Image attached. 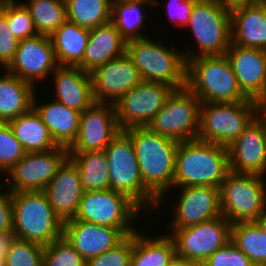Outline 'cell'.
Segmentation results:
<instances>
[{
    "mask_svg": "<svg viewBox=\"0 0 266 266\" xmlns=\"http://www.w3.org/2000/svg\"><path fill=\"white\" fill-rule=\"evenodd\" d=\"M13 233L16 238L47 246L63 237V221L44 191L12 192Z\"/></svg>",
    "mask_w": 266,
    "mask_h": 266,
    "instance_id": "5b68a950",
    "label": "cell"
},
{
    "mask_svg": "<svg viewBox=\"0 0 266 266\" xmlns=\"http://www.w3.org/2000/svg\"><path fill=\"white\" fill-rule=\"evenodd\" d=\"M229 171L226 147L199 139L180 142L175 155L173 189L187 186L220 188Z\"/></svg>",
    "mask_w": 266,
    "mask_h": 266,
    "instance_id": "7a4b0ae2",
    "label": "cell"
},
{
    "mask_svg": "<svg viewBox=\"0 0 266 266\" xmlns=\"http://www.w3.org/2000/svg\"><path fill=\"white\" fill-rule=\"evenodd\" d=\"M196 0H168L166 9L169 20L177 27H185Z\"/></svg>",
    "mask_w": 266,
    "mask_h": 266,
    "instance_id": "7bdbcfd3",
    "label": "cell"
},
{
    "mask_svg": "<svg viewBox=\"0 0 266 266\" xmlns=\"http://www.w3.org/2000/svg\"><path fill=\"white\" fill-rule=\"evenodd\" d=\"M124 132L133 142L143 185L159 201L160 208L163 197L173 190L179 142L154 133L147 127H133Z\"/></svg>",
    "mask_w": 266,
    "mask_h": 266,
    "instance_id": "6da1fadb",
    "label": "cell"
},
{
    "mask_svg": "<svg viewBox=\"0 0 266 266\" xmlns=\"http://www.w3.org/2000/svg\"><path fill=\"white\" fill-rule=\"evenodd\" d=\"M95 103L115 104L123 95L144 82L132 60L123 54L90 73Z\"/></svg>",
    "mask_w": 266,
    "mask_h": 266,
    "instance_id": "2e32d148",
    "label": "cell"
},
{
    "mask_svg": "<svg viewBox=\"0 0 266 266\" xmlns=\"http://www.w3.org/2000/svg\"><path fill=\"white\" fill-rule=\"evenodd\" d=\"M126 42L110 21L90 30L83 56V70L93 72L106 62L125 54Z\"/></svg>",
    "mask_w": 266,
    "mask_h": 266,
    "instance_id": "484cf974",
    "label": "cell"
},
{
    "mask_svg": "<svg viewBox=\"0 0 266 266\" xmlns=\"http://www.w3.org/2000/svg\"><path fill=\"white\" fill-rule=\"evenodd\" d=\"M174 217L170 229L185 227L209 221L221 215L220 188L212 186L179 187ZM179 198V199H178Z\"/></svg>",
    "mask_w": 266,
    "mask_h": 266,
    "instance_id": "d6986e66",
    "label": "cell"
},
{
    "mask_svg": "<svg viewBox=\"0 0 266 266\" xmlns=\"http://www.w3.org/2000/svg\"><path fill=\"white\" fill-rule=\"evenodd\" d=\"M44 246L15 238L6 253V266H43Z\"/></svg>",
    "mask_w": 266,
    "mask_h": 266,
    "instance_id": "8d00e7d4",
    "label": "cell"
},
{
    "mask_svg": "<svg viewBox=\"0 0 266 266\" xmlns=\"http://www.w3.org/2000/svg\"><path fill=\"white\" fill-rule=\"evenodd\" d=\"M0 9L6 14L12 33L18 40L38 35L29 11L20 1L0 0Z\"/></svg>",
    "mask_w": 266,
    "mask_h": 266,
    "instance_id": "d590c367",
    "label": "cell"
},
{
    "mask_svg": "<svg viewBox=\"0 0 266 266\" xmlns=\"http://www.w3.org/2000/svg\"><path fill=\"white\" fill-rule=\"evenodd\" d=\"M150 5L154 3L149 0H112L111 22L126 43L147 37L141 29L147 18L144 9Z\"/></svg>",
    "mask_w": 266,
    "mask_h": 266,
    "instance_id": "4dcf8cb0",
    "label": "cell"
},
{
    "mask_svg": "<svg viewBox=\"0 0 266 266\" xmlns=\"http://www.w3.org/2000/svg\"><path fill=\"white\" fill-rule=\"evenodd\" d=\"M15 238L13 232L0 233V250H9Z\"/></svg>",
    "mask_w": 266,
    "mask_h": 266,
    "instance_id": "bcb514c9",
    "label": "cell"
},
{
    "mask_svg": "<svg viewBox=\"0 0 266 266\" xmlns=\"http://www.w3.org/2000/svg\"><path fill=\"white\" fill-rule=\"evenodd\" d=\"M231 43L266 50V0L231 13Z\"/></svg>",
    "mask_w": 266,
    "mask_h": 266,
    "instance_id": "cb8c5ba5",
    "label": "cell"
},
{
    "mask_svg": "<svg viewBox=\"0 0 266 266\" xmlns=\"http://www.w3.org/2000/svg\"><path fill=\"white\" fill-rule=\"evenodd\" d=\"M227 150L230 171L266 175V135L257 117Z\"/></svg>",
    "mask_w": 266,
    "mask_h": 266,
    "instance_id": "44dd1931",
    "label": "cell"
},
{
    "mask_svg": "<svg viewBox=\"0 0 266 266\" xmlns=\"http://www.w3.org/2000/svg\"><path fill=\"white\" fill-rule=\"evenodd\" d=\"M142 232L133 233L130 266H170L177 258L172 238L164 232L157 237Z\"/></svg>",
    "mask_w": 266,
    "mask_h": 266,
    "instance_id": "83f0119b",
    "label": "cell"
},
{
    "mask_svg": "<svg viewBox=\"0 0 266 266\" xmlns=\"http://www.w3.org/2000/svg\"><path fill=\"white\" fill-rule=\"evenodd\" d=\"M256 117L263 123L266 135V104H261Z\"/></svg>",
    "mask_w": 266,
    "mask_h": 266,
    "instance_id": "c3c4849f",
    "label": "cell"
},
{
    "mask_svg": "<svg viewBox=\"0 0 266 266\" xmlns=\"http://www.w3.org/2000/svg\"><path fill=\"white\" fill-rule=\"evenodd\" d=\"M242 92L266 104V50L230 44L225 53Z\"/></svg>",
    "mask_w": 266,
    "mask_h": 266,
    "instance_id": "ffe728a7",
    "label": "cell"
},
{
    "mask_svg": "<svg viewBox=\"0 0 266 266\" xmlns=\"http://www.w3.org/2000/svg\"><path fill=\"white\" fill-rule=\"evenodd\" d=\"M136 228H112L71 218L63 222V238L86 260L119 244Z\"/></svg>",
    "mask_w": 266,
    "mask_h": 266,
    "instance_id": "e0dca14e",
    "label": "cell"
},
{
    "mask_svg": "<svg viewBox=\"0 0 266 266\" xmlns=\"http://www.w3.org/2000/svg\"><path fill=\"white\" fill-rule=\"evenodd\" d=\"M87 261L63 238L44 246L43 266H86Z\"/></svg>",
    "mask_w": 266,
    "mask_h": 266,
    "instance_id": "74e56055",
    "label": "cell"
},
{
    "mask_svg": "<svg viewBox=\"0 0 266 266\" xmlns=\"http://www.w3.org/2000/svg\"><path fill=\"white\" fill-rule=\"evenodd\" d=\"M80 174L84 192L109 190V170L105 151L68 152Z\"/></svg>",
    "mask_w": 266,
    "mask_h": 266,
    "instance_id": "1f68e13d",
    "label": "cell"
},
{
    "mask_svg": "<svg viewBox=\"0 0 266 266\" xmlns=\"http://www.w3.org/2000/svg\"><path fill=\"white\" fill-rule=\"evenodd\" d=\"M217 3L224 8L225 10L229 11L230 13L233 10L252 5L260 0H216Z\"/></svg>",
    "mask_w": 266,
    "mask_h": 266,
    "instance_id": "f6af8a7d",
    "label": "cell"
},
{
    "mask_svg": "<svg viewBox=\"0 0 266 266\" xmlns=\"http://www.w3.org/2000/svg\"><path fill=\"white\" fill-rule=\"evenodd\" d=\"M255 100L235 103H201L198 139L228 147L257 116Z\"/></svg>",
    "mask_w": 266,
    "mask_h": 266,
    "instance_id": "ba28073f",
    "label": "cell"
},
{
    "mask_svg": "<svg viewBox=\"0 0 266 266\" xmlns=\"http://www.w3.org/2000/svg\"><path fill=\"white\" fill-rule=\"evenodd\" d=\"M142 212L126 195L109 189L84 192L74 219L112 228H135Z\"/></svg>",
    "mask_w": 266,
    "mask_h": 266,
    "instance_id": "8fae6325",
    "label": "cell"
},
{
    "mask_svg": "<svg viewBox=\"0 0 266 266\" xmlns=\"http://www.w3.org/2000/svg\"><path fill=\"white\" fill-rule=\"evenodd\" d=\"M111 3L112 0H65L66 18L91 30L111 21Z\"/></svg>",
    "mask_w": 266,
    "mask_h": 266,
    "instance_id": "836d02e7",
    "label": "cell"
},
{
    "mask_svg": "<svg viewBox=\"0 0 266 266\" xmlns=\"http://www.w3.org/2000/svg\"><path fill=\"white\" fill-rule=\"evenodd\" d=\"M186 27L197 44V48L183 50L186 62L200 56H223L229 49L231 14L216 0H196Z\"/></svg>",
    "mask_w": 266,
    "mask_h": 266,
    "instance_id": "8992f818",
    "label": "cell"
},
{
    "mask_svg": "<svg viewBox=\"0 0 266 266\" xmlns=\"http://www.w3.org/2000/svg\"><path fill=\"white\" fill-rule=\"evenodd\" d=\"M186 87L201 103H235L249 100L240 89L226 55L200 56L188 60Z\"/></svg>",
    "mask_w": 266,
    "mask_h": 266,
    "instance_id": "3957f363",
    "label": "cell"
},
{
    "mask_svg": "<svg viewBox=\"0 0 266 266\" xmlns=\"http://www.w3.org/2000/svg\"><path fill=\"white\" fill-rule=\"evenodd\" d=\"M57 67L50 37L38 34L19 40L15 56L5 70L37 88L36 83L50 77Z\"/></svg>",
    "mask_w": 266,
    "mask_h": 266,
    "instance_id": "9a60e30c",
    "label": "cell"
},
{
    "mask_svg": "<svg viewBox=\"0 0 266 266\" xmlns=\"http://www.w3.org/2000/svg\"><path fill=\"white\" fill-rule=\"evenodd\" d=\"M229 220L222 215L209 221L182 229H168L172 238L176 257L182 260L204 263L217 249L231 241Z\"/></svg>",
    "mask_w": 266,
    "mask_h": 266,
    "instance_id": "7c38bea8",
    "label": "cell"
},
{
    "mask_svg": "<svg viewBox=\"0 0 266 266\" xmlns=\"http://www.w3.org/2000/svg\"><path fill=\"white\" fill-rule=\"evenodd\" d=\"M51 75L54 77L53 100L81 113L95 103L90 73L79 66H58Z\"/></svg>",
    "mask_w": 266,
    "mask_h": 266,
    "instance_id": "603a6c76",
    "label": "cell"
},
{
    "mask_svg": "<svg viewBox=\"0 0 266 266\" xmlns=\"http://www.w3.org/2000/svg\"><path fill=\"white\" fill-rule=\"evenodd\" d=\"M6 190L0 183V233L13 232V200Z\"/></svg>",
    "mask_w": 266,
    "mask_h": 266,
    "instance_id": "ee69618b",
    "label": "cell"
},
{
    "mask_svg": "<svg viewBox=\"0 0 266 266\" xmlns=\"http://www.w3.org/2000/svg\"><path fill=\"white\" fill-rule=\"evenodd\" d=\"M104 151L108 162L110 190L126 195L142 211L158 210L159 201L143 185L131 138L121 131Z\"/></svg>",
    "mask_w": 266,
    "mask_h": 266,
    "instance_id": "52a82bcc",
    "label": "cell"
},
{
    "mask_svg": "<svg viewBox=\"0 0 266 266\" xmlns=\"http://www.w3.org/2000/svg\"><path fill=\"white\" fill-rule=\"evenodd\" d=\"M21 3L29 11L39 35L50 36L67 20L65 0H28Z\"/></svg>",
    "mask_w": 266,
    "mask_h": 266,
    "instance_id": "e575fe53",
    "label": "cell"
},
{
    "mask_svg": "<svg viewBox=\"0 0 266 266\" xmlns=\"http://www.w3.org/2000/svg\"><path fill=\"white\" fill-rule=\"evenodd\" d=\"M2 73L0 74V122H8L33 107V98L37 89L6 70Z\"/></svg>",
    "mask_w": 266,
    "mask_h": 266,
    "instance_id": "f1b7e54d",
    "label": "cell"
},
{
    "mask_svg": "<svg viewBox=\"0 0 266 266\" xmlns=\"http://www.w3.org/2000/svg\"><path fill=\"white\" fill-rule=\"evenodd\" d=\"M265 177L229 171L220 187L221 215L231 224L255 221L266 210Z\"/></svg>",
    "mask_w": 266,
    "mask_h": 266,
    "instance_id": "9c48e42d",
    "label": "cell"
},
{
    "mask_svg": "<svg viewBox=\"0 0 266 266\" xmlns=\"http://www.w3.org/2000/svg\"><path fill=\"white\" fill-rule=\"evenodd\" d=\"M8 250H0V266H6V253Z\"/></svg>",
    "mask_w": 266,
    "mask_h": 266,
    "instance_id": "f907efd6",
    "label": "cell"
},
{
    "mask_svg": "<svg viewBox=\"0 0 266 266\" xmlns=\"http://www.w3.org/2000/svg\"><path fill=\"white\" fill-rule=\"evenodd\" d=\"M257 225L260 227L262 231L266 233V210L263 211L255 220Z\"/></svg>",
    "mask_w": 266,
    "mask_h": 266,
    "instance_id": "681fc988",
    "label": "cell"
},
{
    "mask_svg": "<svg viewBox=\"0 0 266 266\" xmlns=\"http://www.w3.org/2000/svg\"><path fill=\"white\" fill-rule=\"evenodd\" d=\"M162 40L149 36L126 43L127 56L144 81L166 84L174 90L186 87L187 62L183 51L167 47Z\"/></svg>",
    "mask_w": 266,
    "mask_h": 266,
    "instance_id": "277c9868",
    "label": "cell"
},
{
    "mask_svg": "<svg viewBox=\"0 0 266 266\" xmlns=\"http://www.w3.org/2000/svg\"><path fill=\"white\" fill-rule=\"evenodd\" d=\"M231 242L255 266H266V233L260 229L255 221L232 224Z\"/></svg>",
    "mask_w": 266,
    "mask_h": 266,
    "instance_id": "d6a6232c",
    "label": "cell"
},
{
    "mask_svg": "<svg viewBox=\"0 0 266 266\" xmlns=\"http://www.w3.org/2000/svg\"><path fill=\"white\" fill-rule=\"evenodd\" d=\"M37 95V93L34 94L33 108L48 127L55 143L69 148L77 138L81 112L52 99L41 104L38 102Z\"/></svg>",
    "mask_w": 266,
    "mask_h": 266,
    "instance_id": "d4e9b609",
    "label": "cell"
},
{
    "mask_svg": "<svg viewBox=\"0 0 266 266\" xmlns=\"http://www.w3.org/2000/svg\"><path fill=\"white\" fill-rule=\"evenodd\" d=\"M203 266H255L251 260L229 241L224 247L213 252Z\"/></svg>",
    "mask_w": 266,
    "mask_h": 266,
    "instance_id": "60d3db41",
    "label": "cell"
},
{
    "mask_svg": "<svg viewBox=\"0 0 266 266\" xmlns=\"http://www.w3.org/2000/svg\"><path fill=\"white\" fill-rule=\"evenodd\" d=\"M90 30L66 20L49 37L58 66H79L83 70V56Z\"/></svg>",
    "mask_w": 266,
    "mask_h": 266,
    "instance_id": "4316f807",
    "label": "cell"
},
{
    "mask_svg": "<svg viewBox=\"0 0 266 266\" xmlns=\"http://www.w3.org/2000/svg\"><path fill=\"white\" fill-rule=\"evenodd\" d=\"M68 154V148L63 146L45 152H28L6 173V183L1 184L11 193L44 191Z\"/></svg>",
    "mask_w": 266,
    "mask_h": 266,
    "instance_id": "4fadbf2b",
    "label": "cell"
},
{
    "mask_svg": "<svg viewBox=\"0 0 266 266\" xmlns=\"http://www.w3.org/2000/svg\"><path fill=\"white\" fill-rule=\"evenodd\" d=\"M132 251L133 234H130L115 247L89 259L86 266H130Z\"/></svg>",
    "mask_w": 266,
    "mask_h": 266,
    "instance_id": "ab89813d",
    "label": "cell"
},
{
    "mask_svg": "<svg viewBox=\"0 0 266 266\" xmlns=\"http://www.w3.org/2000/svg\"><path fill=\"white\" fill-rule=\"evenodd\" d=\"M173 91L166 84L154 82L144 81L135 86L114 104L120 130L146 127Z\"/></svg>",
    "mask_w": 266,
    "mask_h": 266,
    "instance_id": "5bb4252c",
    "label": "cell"
},
{
    "mask_svg": "<svg viewBox=\"0 0 266 266\" xmlns=\"http://www.w3.org/2000/svg\"><path fill=\"white\" fill-rule=\"evenodd\" d=\"M149 1H150V2H153V3H154V6L157 5V4L159 5L158 0H149Z\"/></svg>",
    "mask_w": 266,
    "mask_h": 266,
    "instance_id": "816d5d0a",
    "label": "cell"
},
{
    "mask_svg": "<svg viewBox=\"0 0 266 266\" xmlns=\"http://www.w3.org/2000/svg\"><path fill=\"white\" fill-rule=\"evenodd\" d=\"M120 132L114 104L94 103L81 113L78 135L68 152L104 151Z\"/></svg>",
    "mask_w": 266,
    "mask_h": 266,
    "instance_id": "ac0fdd59",
    "label": "cell"
},
{
    "mask_svg": "<svg viewBox=\"0 0 266 266\" xmlns=\"http://www.w3.org/2000/svg\"><path fill=\"white\" fill-rule=\"evenodd\" d=\"M170 266H203V263L176 258Z\"/></svg>",
    "mask_w": 266,
    "mask_h": 266,
    "instance_id": "7dc6e473",
    "label": "cell"
},
{
    "mask_svg": "<svg viewBox=\"0 0 266 266\" xmlns=\"http://www.w3.org/2000/svg\"><path fill=\"white\" fill-rule=\"evenodd\" d=\"M16 139L28 152H45L57 148L48 127L32 107L26 113L8 121Z\"/></svg>",
    "mask_w": 266,
    "mask_h": 266,
    "instance_id": "f546056e",
    "label": "cell"
},
{
    "mask_svg": "<svg viewBox=\"0 0 266 266\" xmlns=\"http://www.w3.org/2000/svg\"><path fill=\"white\" fill-rule=\"evenodd\" d=\"M19 40L13 35L6 14L0 9V66L5 70L12 62Z\"/></svg>",
    "mask_w": 266,
    "mask_h": 266,
    "instance_id": "b9f144b4",
    "label": "cell"
},
{
    "mask_svg": "<svg viewBox=\"0 0 266 266\" xmlns=\"http://www.w3.org/2000/svg\"><path fill=\"white\" fill-rule=\"evenodd\" d=\"M44 193L53 211L63 222L75 217L84 191L79 171L69 158L58 168Z\"/></svg>",
    "mask_w": 266,
    "mask_h": 266,
    "instance_id": "7402d4cb",
    "label": "cell"
},
{
    "mask_svg": "<svg viewBox=\"0 0 266 266\" xmlns=\"http://www.w3.org/2000/svg\"><path fill=\"white\" fill-rule=\"evenodd\" d=\"M27 152L8 122H0V172L6 174ZM5 172V173H4Z\"/></svg>",
    "mask_w": 266,
    "mask_h": 266,
    "instance_id": "f35d334b",
    "label": "cell"
},
{
    "mask_svg": "<svg viewBox=\"0 0 266 266\" xmlns=\"http://www.w3.org/2000/svg\"><path fill=\"white\" fill-rule=\"evenodd\" d=\"M200 105L187 87L174 90L146 127L179 143L198 139Z\"/></svg>",
    "mask_w": 266,
    "mask_h": 266,
    "instance_id": "30bf717a",
    "label": "cell"
}]
</instances>
